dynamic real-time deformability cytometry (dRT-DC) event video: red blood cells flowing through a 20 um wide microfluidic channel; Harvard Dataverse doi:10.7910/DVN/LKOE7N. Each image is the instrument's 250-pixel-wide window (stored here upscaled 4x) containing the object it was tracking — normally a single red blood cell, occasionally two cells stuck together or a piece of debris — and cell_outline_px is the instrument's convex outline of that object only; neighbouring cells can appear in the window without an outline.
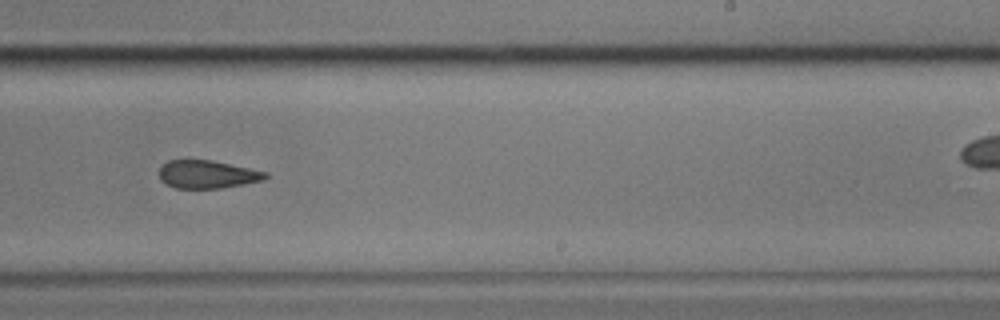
{"species": "common noctule bat (a hibernating species)", "species_latin": "Nyctalus noctula", "temperature_condition": "cold", "stored_images_in_passage": 10, "camera_frame_rate_fps": 3000, "um_per_image_px": 0.085, "animal": {"sex": "male", "body_mass_g": 17.9}, "frame": {"image": 1, "passage_image": 6, "time_ms": 5.667, "image_size_px": [1000, 320], "cell_outline_px": [[268, 176], [264, 180], [244, 184], [220, 188], [176, 188], [164, 184], [160, 180], [160, 168], [168, 160], [212, 160], [268, 172]], "centroid_in_image_um": [17.63, 14.82], "position_along_channel_um": 271.4, "area_um2": 17.34}}
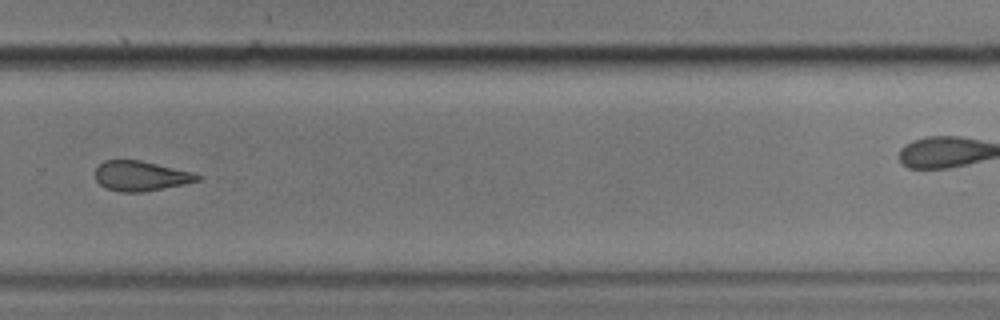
{"frame": {"image": 2, "passage_image": 7, "time_ms": 7.0, "image_size_px": [1000, 320], "cell_outline_px": [[200, 180], [184, 184], [144, 192], [120, 192], [108, 188], [100, 184], [96, 180], [96, 168], [104, 160], [140, 160], [196, 172], [200, 176]], "centroid_in_image_um": [12.0, 14.95], "position_along_channel_um": 317.8, "area_um2": 17.86}}
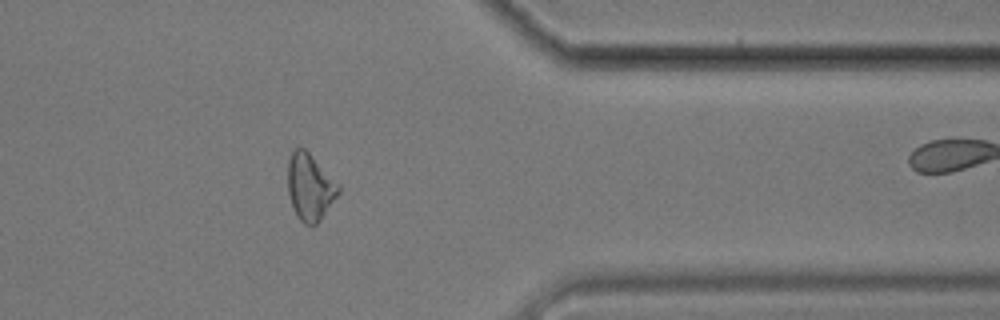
{"frame": {"image": 3, "passage_image": 9, "time_ms": 9.333, "image_size_px": [1000, 320], "cell_outline_px": [[340, 192], [320, 220], [312, 228], [304, 224], [296, 216], [288, 192], [288, 160], [292, 152], [296, 148], [304, 148], [340, 184]], "centroid_in_image_um": [26.35, 15.92], "position_along_channel_um": 385.0, "area_um2": 19.71}}